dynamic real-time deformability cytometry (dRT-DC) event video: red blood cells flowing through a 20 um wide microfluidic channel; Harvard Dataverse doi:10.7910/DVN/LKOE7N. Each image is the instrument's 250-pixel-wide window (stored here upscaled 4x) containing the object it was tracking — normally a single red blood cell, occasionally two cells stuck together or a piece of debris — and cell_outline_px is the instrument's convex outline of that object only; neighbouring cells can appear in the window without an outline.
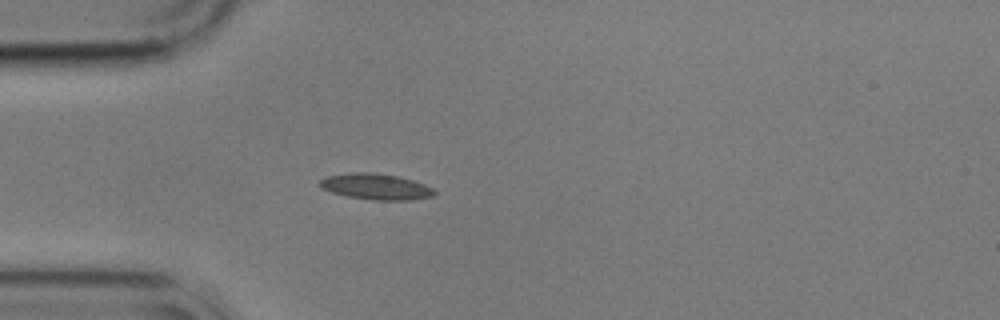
{"species": "common noctule bat (a hibernating species)", "species_latin": "Nyctalus noctula", "temperature_condition": "cold", "stored_images_in_passage": 42, "camera_frame_rate_fps": 3000, "um_per_image_px": 0.085, "animal": {"sex": "male", "body_mass_g": 17.9}, "frame": {"image": 1, "passage_image": 1, "time_ms": 0.0, "image_size_px": [1000, 320], "cell_outline_px": [[436, 196], [412, 200], [372, 200], [348, 196], [332, 192], [320, 188], [316, 184], [320, 180], [328, 176], [356, 172], [368, 172], [400, 176], [424, 184], [432, 188], [436, 192]], "centroid_in_image_um": [31.96, 15.87], "position_along_channel_um": 53.0, "area_um2": 17.4}}
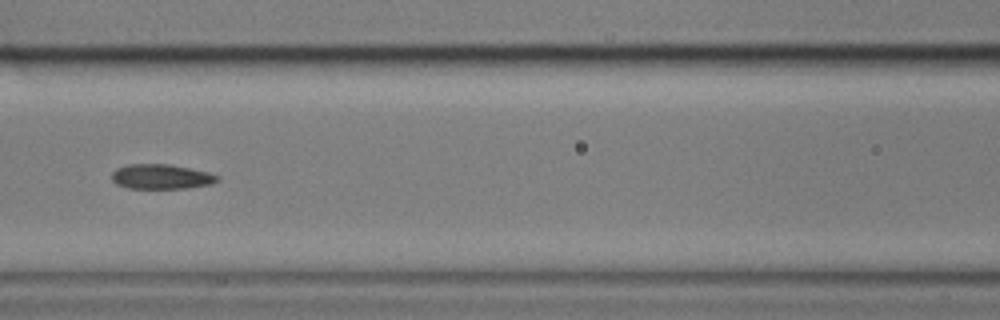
{"frame": {"image": 2, "passage_image": 10, "time_ms": 3.0, "image_size_px": [1000, 320], "cell_outline_px": [[220, 180], [212, 184], [188, 188], [128, 188], [116, 184], [112, 180], [112, 172], [116, 168], [128, 164], [168, 164], [208, 172], [220, 176]], "centroid_in_image_um": [13.71, 15.02], "position_along_channel_um": 152.9, "area_um2": 15.32}}
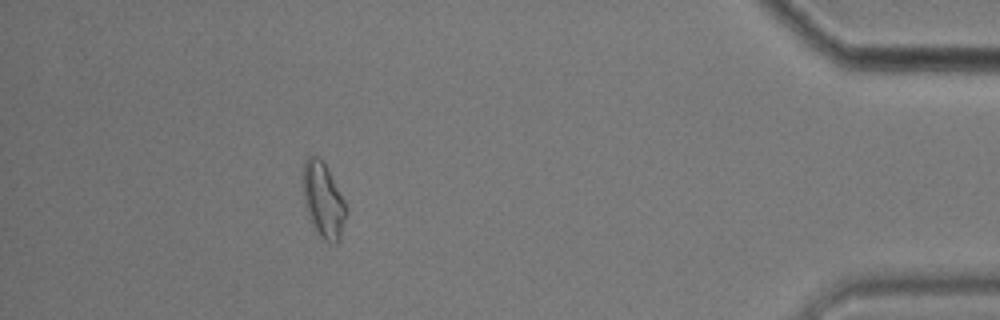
{"frame": {"image": 3, "passage_image": 36, "time_ms": 11.667, "image_size_px": [1000, 320], "cell_outline_px": [[348, 212], [340, 240], [336, 244], [328, 244], [316, 236], [304, 204], [304, 160], [308, 156], [316, 156], [324, 164], [344, 200], [348, 208]], "centroid_in_image_um": [27.5, 17.15], "position_along_channel_um": 407.7, "area_um2": 19.02}, "authors_computed_cell_mechanics": {"area_um2": 16.0395, "velocity_mm_per_s": 3.5494, "shape_relaxation_time_tau1_ms": null, "shape_relaxation_time_tau2_ms": 3.1908, "deformation_change_tau1": null, "deformation_change_tau2": 0.0833}}